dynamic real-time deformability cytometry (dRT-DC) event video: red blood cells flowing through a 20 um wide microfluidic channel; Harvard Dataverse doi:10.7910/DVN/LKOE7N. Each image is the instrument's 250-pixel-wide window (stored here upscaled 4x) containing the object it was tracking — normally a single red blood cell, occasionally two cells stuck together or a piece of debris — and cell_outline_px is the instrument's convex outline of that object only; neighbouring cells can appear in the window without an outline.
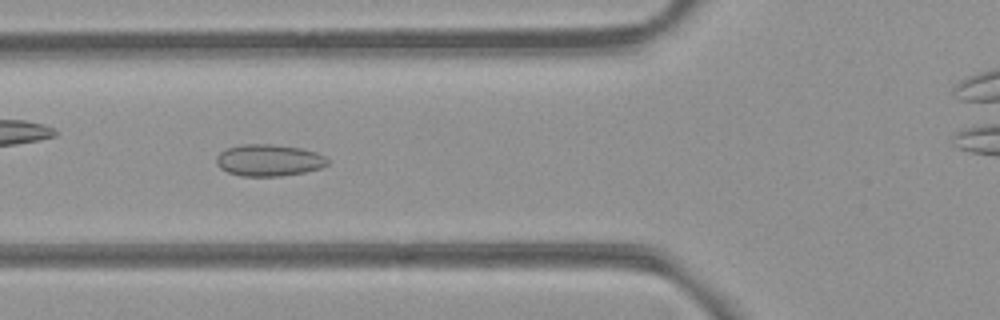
{"species": "common noctule bat (a hibernating species)", "species_latin": "Nyctalus noctula", "temperature_condition": "room temperature", "stored_images_in_passage": 40, "camera_frame_rate_fps": 3000, "um_per_image_px": 0.085, "animal": {"sex": "female", "body_mass_g": 21.9}, "frame": {"image": 1, "passage_image": 13, "time_ms": 4.0, "image_size_px": [1000, 320], "cell_outline_px": [[328, 164], [320, 168], [304, 172], [280, 176], [240, 176], [228, 172], [220, 168], [216, 164], [216, 156], [220, 152], [228, 148], [240, 144], [272, 144], [300, 148], [316, 152], [324, 156], [328, 160]], "centroid_in_image_um": [22.83, 13.62], "position_along_channel_um": 103.0, "area_um2": 20.58}}
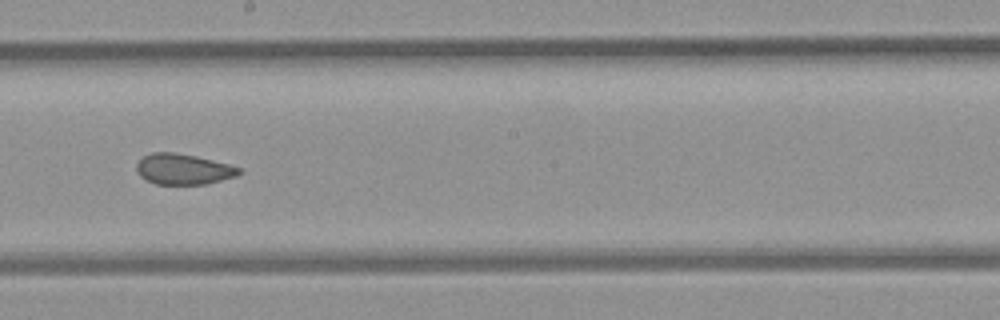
{"frame": {"image": 2, "passage_image": 23, "time_ms": 7.333, "image_size_px": [1000, 320], "cell_outline_px": [[240, 172], [236, 176], [208, 184], [156, 184], [140, 176], [136, 172], [136, 164], [144, 156], [152, 152], [176, 152], [196, 156], [228, 164], [240, 168]], "centroid_in_image_um": [15.56, 14.38], "position_along_channel_um": 232.6, "area_um2": 18.26}}
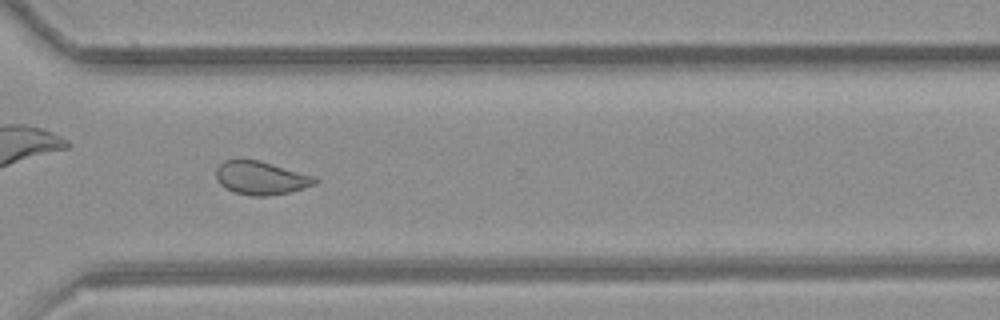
{"frame": {"image": 3, "passage_image": 32, "time_ms": 10.333, "image_size_px": [1000, 320], "cell_outline_px": [[320, 180], [316, 184], [304, 188], [288, 192], [268, 196], [252, 196], [236, 192], [224, 188], [220, 184], [216, 176], [216, 168], [224, 160], [256, 160], [316, 176]], "centroid_in_image_um": [22.2, 15.14], "position_along_channel_um": 348.4, "area_um2": 19.07}, "authors_computed_cell_mechanics": {"area_um2": 19.8254, "velocity_mm_per_s": 3.8771, "shape_relaxation_time_tau1_ms": null, "shape_relaxation_time_tau2_ms": 1.7307, "deformation_change_tau1": null, "deformation_change_tau2": 0.0716}}